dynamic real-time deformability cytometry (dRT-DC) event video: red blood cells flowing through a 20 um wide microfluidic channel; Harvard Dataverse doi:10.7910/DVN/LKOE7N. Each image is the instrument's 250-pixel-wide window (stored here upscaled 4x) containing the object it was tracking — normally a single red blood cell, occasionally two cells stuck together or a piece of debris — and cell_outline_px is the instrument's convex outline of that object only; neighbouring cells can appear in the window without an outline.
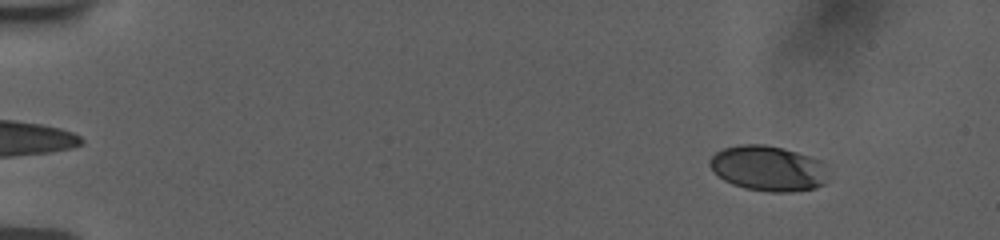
{"species": "human", "species_latin": "Homo sapiens", "temperature_condition": "room temperature", "stored_images_in_passage": 54, "camera_frame_rate_fps": 3000, "um_per_image_px": 0.085, "donor": {"sex": "female"}, "frame": {"image": 1, "passage_image": 5, "time_ms": 1.333, "image_size_px": [1000, 240], "cell_outline_px": [[824, 184], [816, 188], [792, 192], [772, 192], [744, 188], [732, 184], [724, 180], [708, 164], [708, 160], [716, 152], [724, 148], [740, 144], [764, 144], [784, 148], [820, 160], [824, 180]], "centroid_in_image_um": [65.22, 14.31], "position_along_channel_um": 19.8, "area_um2": 30.81}}
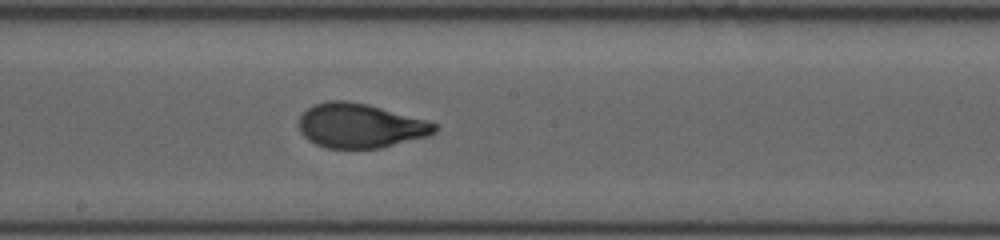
{"frame": {"image": 2, "passage_image": 31, "time_ms": 10.0, "image_size_px": [1000, 240], "cell_outline_px": [[436, 132], [428, 136], [380, 148], [328, 148], [316, 144], [308, 140], [300, 132], [300, 116], [308, 108], [324, 100], [348, 100], [368, 104], [428, 120], [436, 124]], "centroid_in_image_um": [30.62, 10.67], "position_along_channel_um": 217.6, "area_um2": 35.14}}
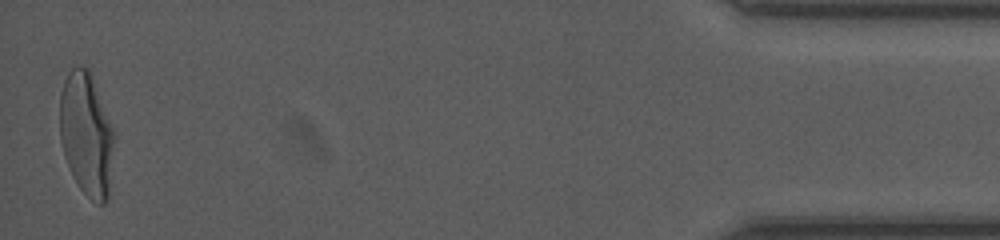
{"frame": {"image": 3, "passage_image": 54, "time_ms": 17.667, "image_size_px": [1000, 240], "cell_outline_px": [[112, 144], [108, 196], [104, 204], [100, 204], [92, 200], [80, 188], [64, 156], [60, 140], [60, 92], [64, 80], [68, 72], [72, 68], [88, 68], [92, 72], [112, 128]], "centroid_in_image_um": [7.31, 11.35], "position_along_channel_um": 427.9, "area_um2": 38.21}, "authors_computed_cell_mechanics": {"area_um2": 34.969, "velocity_mm_per_s": 3.7659, "shape_relaxation_time_tau1_ms": 5.7661, "shape_relaxation_time_tau2_ms": null, "deformation_change_tau1": 0.2245, "deformation_change_tau2": null}}